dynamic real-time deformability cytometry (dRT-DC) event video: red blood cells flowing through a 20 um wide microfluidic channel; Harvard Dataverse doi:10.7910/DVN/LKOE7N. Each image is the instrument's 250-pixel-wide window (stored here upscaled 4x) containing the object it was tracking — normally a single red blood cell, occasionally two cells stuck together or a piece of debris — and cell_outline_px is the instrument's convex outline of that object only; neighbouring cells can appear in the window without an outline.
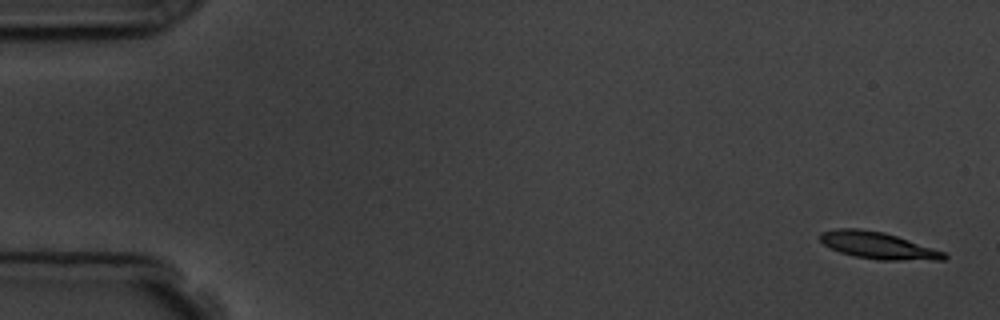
{"species": "common noctule bat (a hibernating species)", "species_latin": "Nyctalus noctula", "temperature_condition": "room temperature", "stored_images_in_passage": 5, "camera_frame_rate_fps": 3000, "um_per_image_px": 0.085, "animal": {"sex": "male", "body_mass_g": 19.5, "forearm_length_mm": 54.6}, "frame": {"image": 1, "passage_image": 1, "time_ms": 0.0, "image_size_px": [1000, 320], "cell_outline_px": [[948, 256], [944, 260], [876, 260], [856, 256], [840, 252], [824, 244], [820, 240], [820, 232], [836, 228], [860, 228], [884, 232], [944, 252]], "centroid_in_image_um": [74.6, 20.86], "position_along_channel_um": 10.4, "area_um2": 19.25}}